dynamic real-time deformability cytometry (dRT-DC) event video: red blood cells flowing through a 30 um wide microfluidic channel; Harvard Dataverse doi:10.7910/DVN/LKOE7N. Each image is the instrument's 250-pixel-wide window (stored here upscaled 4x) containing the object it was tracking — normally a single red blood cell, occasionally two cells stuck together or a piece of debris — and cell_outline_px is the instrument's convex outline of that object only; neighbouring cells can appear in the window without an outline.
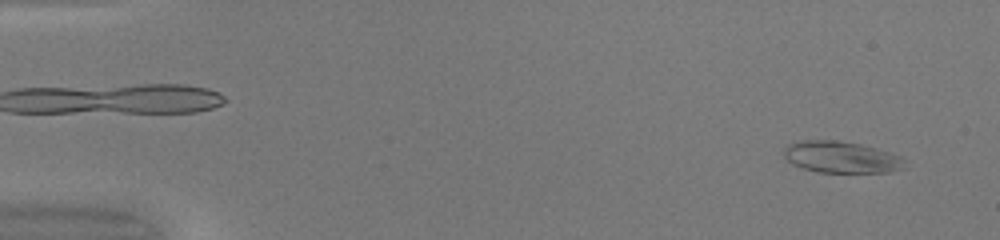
{"species": "common noctule bat (a hibernating species)", "species_latin": "Nyctalus noctula", "temperature_condition": "warm", "stored_images_in_passage": 49, "camera_frame_rate_fps": 3000, "um_per_image_px": 0.085, "animal": {"sex": "female", "body_mass_g": 20.0, "forearm_length_mm": 54.0}, "frame": {"image": 1, "passage_image": 3, "time_ms": 0.667, "image_size_px": [1000, 240], "cell_outline_px": [[904, 168], [892, 172], [816, 172], [792, 164], [784, 156], [784, 148], [788, 144], [796, 140], [836, 140], [860, 144], [876, 148], [900, 156], [904, 160]], "centroid_in_image_um": [71.48, 13.35], "position_along_channel_um": 13.5, "area_um2": 22.25}}
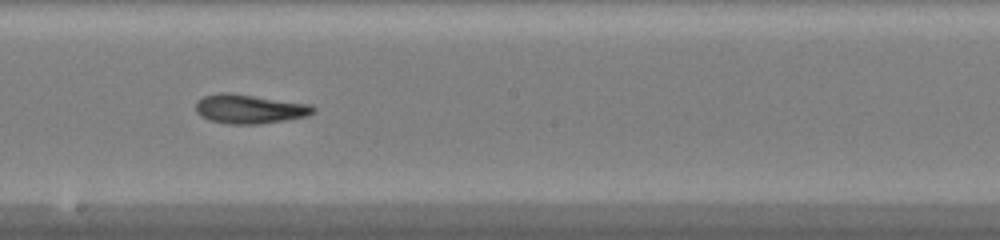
{"frame": {"image": 2, "passage_image": 28, "time_ms": 9.0, "image_size_px": [1000, 240], "cell_outline_px": [[316, 112], [308, 116], [284, 120], [256, 124], [228, 124], [208, 120], [200, 116], [196, 112], [196, 100], [204, 96], [220, 92], [228, 92], [312, 104], [316, 108]], "centroid_in_image_um": [21.21, 9.25], "position_along_channel_um": 227.0, "area_um2": 20.17}}
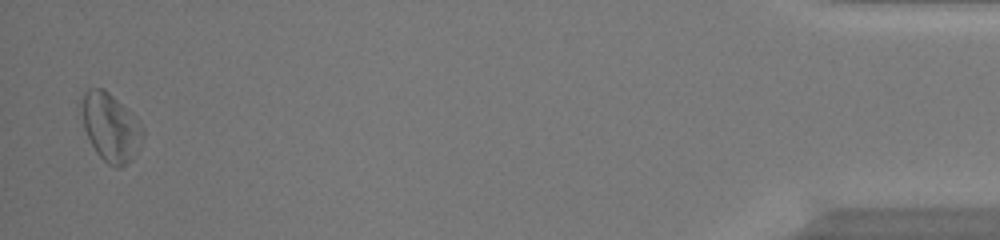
{"frame": {"image": 3, "passage_image": 48, "time_ms": 15.667, "image_size_px": [1000, 240], "cell_outline_px": [[144, 136], [132, 160], [120, 168], [108, 164], [96, 152], [84, 128], [76, 108], [76, 104], [84, 92], [88, 88], [104, 88], [144, 128]], "centroid_in_image_um": [9.31, 10.79], "position_along_channel_um": 425.9, "area_um2": 24.45}, "authors_computed_cell_mechanics": {"area_um2": 20.6346, "velocity_mm_per_s": 4.2323, "shape_relaxation_time_tau1_ms": 7.9367, "shape_relaxation_time_tau2_ms": 9.2014, "deformation_change_tau1": 0.2215, "deformation_change_tau2": 0.2865}}